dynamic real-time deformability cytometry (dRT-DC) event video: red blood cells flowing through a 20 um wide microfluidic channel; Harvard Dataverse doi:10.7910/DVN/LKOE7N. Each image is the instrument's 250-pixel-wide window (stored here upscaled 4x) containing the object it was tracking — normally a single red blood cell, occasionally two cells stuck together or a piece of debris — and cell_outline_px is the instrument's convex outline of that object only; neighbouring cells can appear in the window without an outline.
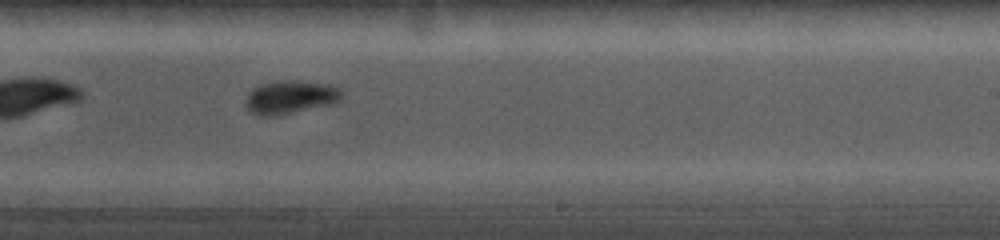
{"species": "common noctule bat (a hibernating species)", "species_latin": "Nyctalus noctula", "temperature_condition": "cold", "stored_images_in_passage": 13, "camera_frame_rate_fps": 5000, "um_per_image_px": 0.085, "animal": {"sex": "female", "body_mass_g": 19.0, "forearm_length_mm": 56.7}, "frame": {"image": 1, "passage_image": 8, "time_ms": 6.8, "image_size_px": [1000, 240], "cell_outline_px": [[344, 92], [340, 100], [336, 104], [276, 116], [256, 116], [244, 104], [244, 100], [248, 92], [252, 88], [260, 84], [276, 80], [300, 80], [328, 84]], "centroid_in_image_um": [24.66, 8.26], "position_along_channel_um": 264.3, "area_um2": 19.25}}
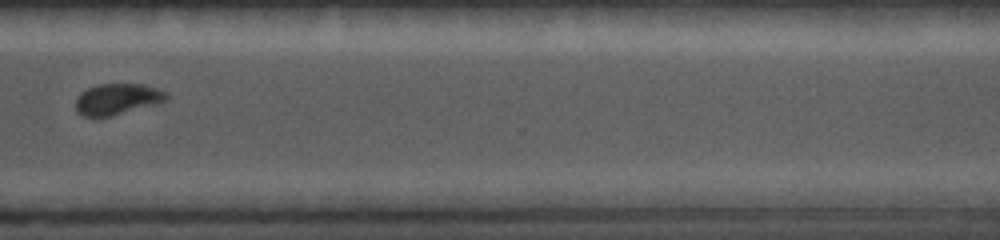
{"frame": {"image": 2, "passage_image": 10, "time_ms": 9.2, "image_size_px": [1000, 240], "cell_outline_px": [[168, 96], [164, 100], [156, 104], [112, 116], [84, 116], [76, 112], [76, 96], [80, 92], [88, 88], [100, 84], [144, 84], [156, 88], [164, 92]], "centroid_in_image_um": [9.92, 8.42], "position_along_channel_um": 360.7, "area_um2": 16.3}}
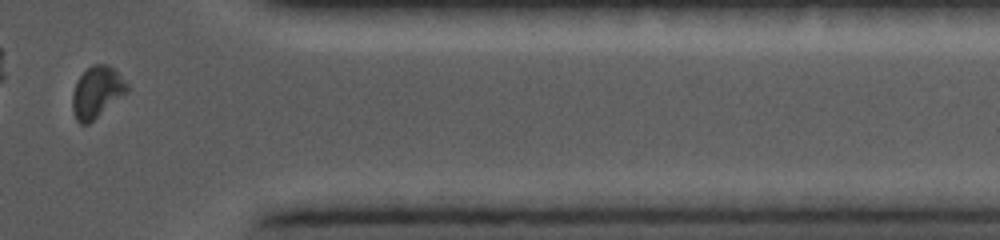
{"frame": {"image": 3, "passage_image": 11, "time_ms": 10.4, "image_size_px": [1000, 240], "cell_outline_px": [[132, 88], [128, 92], [88, 124], [80, 124], [76, 120], [72, 108], [72, 92], [76, 80], [92, 64], [108, 64]], "centroid_in_image_um": [8.23, 7.83], "position_along_channel_um": 403.2, "area_um2": 16.42}}